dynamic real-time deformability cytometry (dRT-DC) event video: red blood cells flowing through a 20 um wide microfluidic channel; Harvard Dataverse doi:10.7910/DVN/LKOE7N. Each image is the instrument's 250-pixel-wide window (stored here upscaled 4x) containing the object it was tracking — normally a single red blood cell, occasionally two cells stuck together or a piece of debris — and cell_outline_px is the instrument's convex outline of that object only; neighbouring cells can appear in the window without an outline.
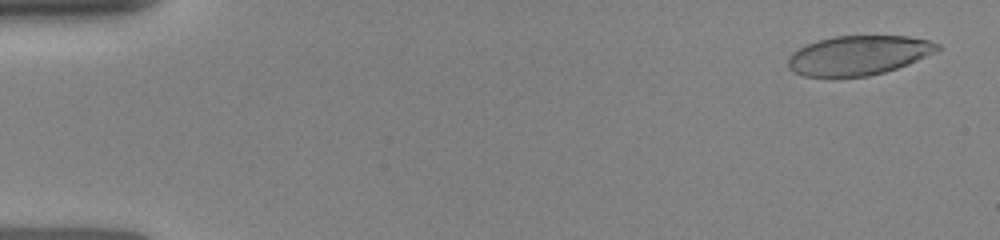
{"species": "human", "species_latin": "Homo sapiens", "temperature_condition": "room temperature", "stored_images_in_passage": 29, "camera_frame_rate_fps": 3000, "um_per_image_px": 0.085, "donor": {"sex": "female"}, "frame": {"image": 1, "passage_image": 2, "time_ms": 0.333, "image_size_px": [1000, 240], "cell_outline_px": [[940, 48], [936, 52], [908, 64], [884, 72], [868, 76], [832, 80], [804, 76], [792, 72], [788, 68], [788, 56], [792, 52], [816, 40], [836, 36], [908, 36], [928, 40], [940, 44]], "centroid_in_image_um": [72.91, 4.74], "position_along_channel_um": 12.1, "area_um2": 35.14}}
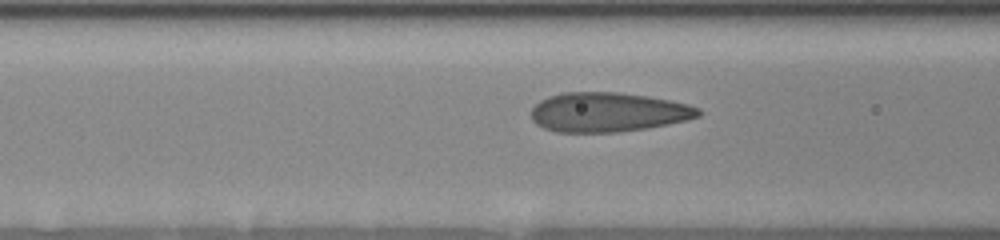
{"frame": {"image": 2, "passage_image": 20, "time_ms": 6.0, "image_size_px": [1000, 240], "cell_outline_px": [[704, 112], [700, 116], [668, 124], [644, 128], [616, 132], [556, 132], [544, 128], [536, 124], [532, 120], [532, 108], [540, 100], [548, 96], [560, 92], [620, 92], [648, 96], [688, 104], [700, 108]], "centroid_in_image_um": [51.67, 9.52], "position_along_channel_um": 114.9, "area_um2": 38.49}}
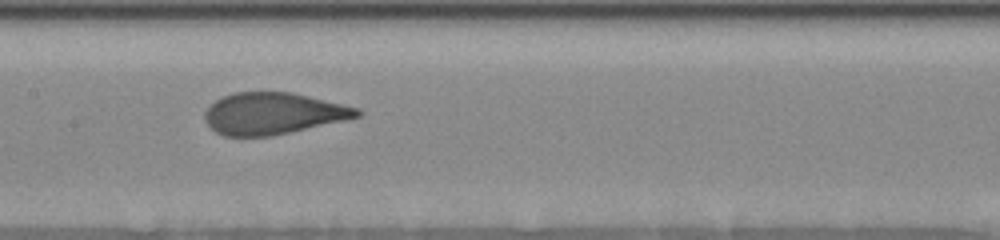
{"frame": {"image": 3, "passage_image": 28, "time_ms": 7.667, "image_size_px": [1000, 240], "cell_outline_px": [[364, 112], [360, 116], [344, 120], [272, 136], [224, 136], [216, 132], [208, 124], [204, 116], [204, 112], [216, 100], [224, 96], [236, 92], [292, 92], [360, 108]], "centroid_in_image_um": [23.23, 9.64], "position_along_channel_um": 184.2, "area_um2": 36.76}}